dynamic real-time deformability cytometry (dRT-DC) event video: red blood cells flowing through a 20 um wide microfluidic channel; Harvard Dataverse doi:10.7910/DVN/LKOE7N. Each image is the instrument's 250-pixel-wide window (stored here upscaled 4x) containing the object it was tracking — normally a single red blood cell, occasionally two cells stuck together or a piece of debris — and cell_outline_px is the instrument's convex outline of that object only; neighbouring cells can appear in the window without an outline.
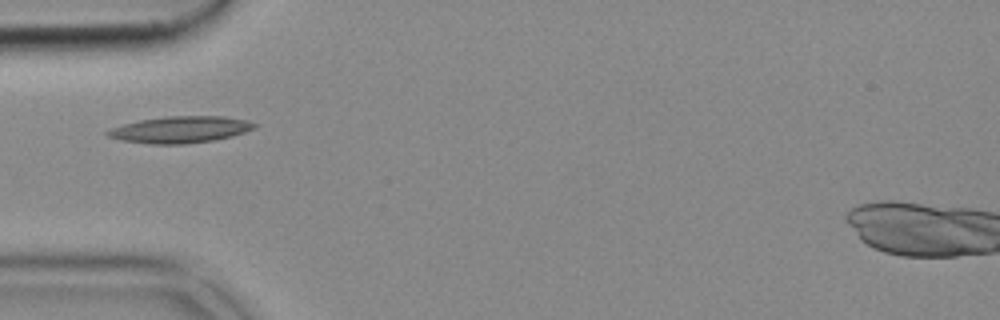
{"species": "common noctule bat (a hibernating species)", "species_latin": "Nyctalus noctula", "temperature_condition": "cold", "stored_images_in_passage": 37, "camera_frame_rate_fps": 3000, "um_per_image_px": 0.085, "animal": {"sex": "female", "body_mass_g": 18.4}, "frame": {"image": 1, "passage_image": 1, "time_ms": 0.0, "image_size_px": [1000, 320], "cell_outline_px": [[256, 128], [232, 136], [212, 140], [184, 144], [152, 144], [120, 140], [108, 136], [104, 132], [112, 128], [124, 124], [140, 120], [168, 116], [224, 116], [248, 120], [256, 124]], "centroid_in_image_um": [15.33, 11.01], "position_along_channel_um": 69.7, "area_um2": 22.66}}
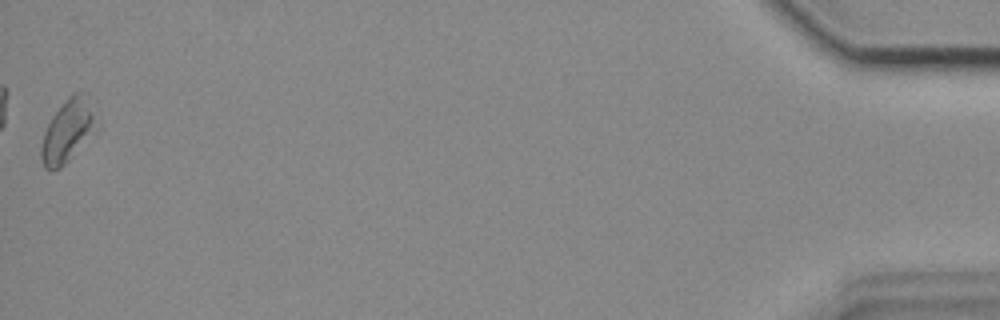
{"frame": {"image": 2, "passage_image": 37, "time_ms": 12.0, "image_size_px": [1000, 320], "cell_outline_px": [[100, 124], [96, 132], [60, 168], [52, 172], [44, 168], [40, 156], [40, 148], [44, 132], [52, 116], [68, 96], [72, 92], [88, 92]], "centroid_in_image_um": [5.81, 11.08], "position_along_channel_um": 429.4, "area_um2": 20.87}}